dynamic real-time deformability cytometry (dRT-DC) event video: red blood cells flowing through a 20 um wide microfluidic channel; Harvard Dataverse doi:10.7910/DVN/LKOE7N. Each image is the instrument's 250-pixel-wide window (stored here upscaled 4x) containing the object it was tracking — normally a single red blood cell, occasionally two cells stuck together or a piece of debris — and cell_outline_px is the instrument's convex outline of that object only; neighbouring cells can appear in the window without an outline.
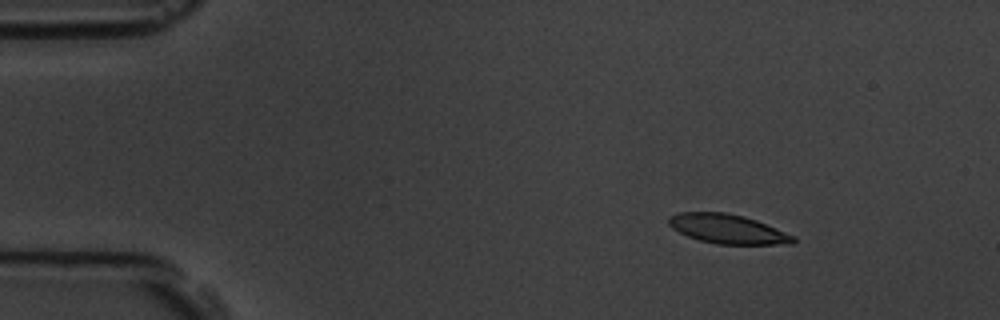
{"species": "common noctule bat (a hibernating species)", "species_latin": "Nyctalus noctula", "temperature_condition": "room temperature", "stored_images_in_passage": 5, "camera_frame_rate_fps": 3000, "um_per_image_px": 0.085, "animal": {"sex": "male", "body_mass_g": 19.5, "forearm_length_mm": 54.6}, "frame": {"image": 1, "passage_image": 3, "time_ms": 2.0, "image_size_px": [1000, 320], "cell_outline_px": [[796, 240], [792, 244], [716, 244], [700, 240], [688, 236], [672, 228], [668, 224], [668, 216], [676, 212], [724, 212], [744, 216], [756, 220], [796, 236]], "centroid_in_image_um": [61.84, 19.45], "position_along_channel_um": 23.2, "area_um2": 21.33}}